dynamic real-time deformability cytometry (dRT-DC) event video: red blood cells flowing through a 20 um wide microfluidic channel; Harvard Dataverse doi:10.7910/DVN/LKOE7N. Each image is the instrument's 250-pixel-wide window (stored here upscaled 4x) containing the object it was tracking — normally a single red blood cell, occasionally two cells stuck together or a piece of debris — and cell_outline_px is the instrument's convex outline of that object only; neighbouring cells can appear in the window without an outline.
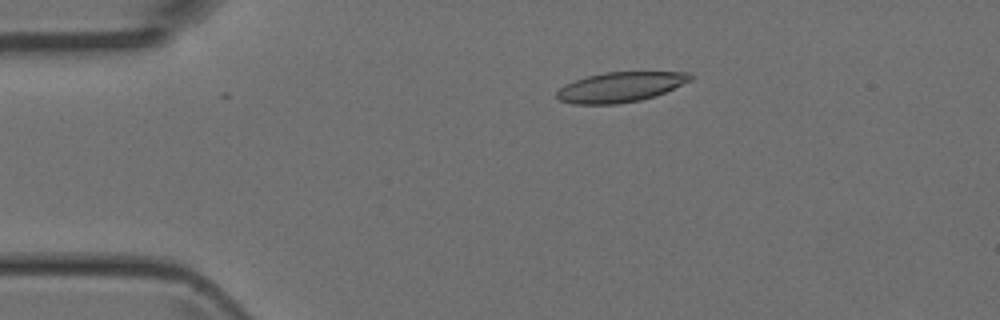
{"species": "Egyptian fruit bat (a non-hibernating species)", "species_latin": "Rousettus aegyptiacus", "temperature_condition": "room temperature", "stored_images_in_passage": 14, "camera_frame_rate_fps": 3000, "um_per_image_px": 0.085, "animal": {"sex": "female"}, "frame": {"image": 1, "passage_image": 10, "time_ms": 3.0, "image_size_px": [1000, 320], "cell_outline_px": [[692, 80], [656, 96], [640, 100], [616, 104], [572, 104], [560, 100], [556, 96], [556, 92], [564, 84], [588, 76], [604, 72], [688, 72], [692, 76]], "centroid_in_image_um": [52.72, 7.4], "position_along_channel_um": 32.3, "area_um2": 23.29}}